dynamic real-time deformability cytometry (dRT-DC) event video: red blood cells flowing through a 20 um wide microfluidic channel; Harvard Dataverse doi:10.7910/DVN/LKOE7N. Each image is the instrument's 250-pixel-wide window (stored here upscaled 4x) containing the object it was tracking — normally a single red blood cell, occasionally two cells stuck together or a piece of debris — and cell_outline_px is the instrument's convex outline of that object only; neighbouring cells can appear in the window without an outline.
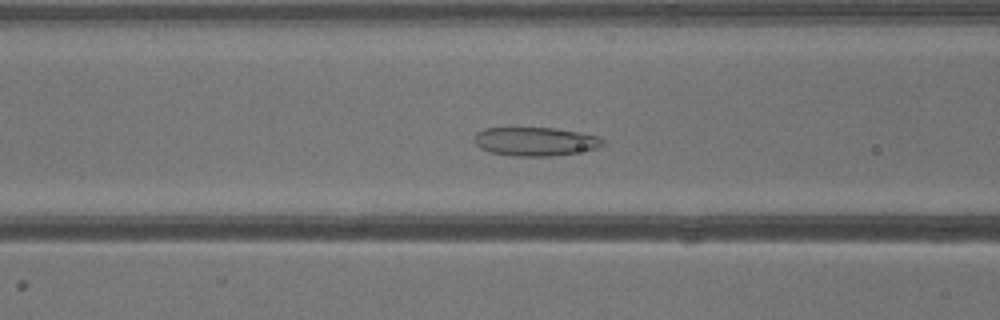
{"species": "common noctule bat (a hibernating species)", "species_latin": "Nyctalus noctula", "temperature_condition": "warm", "stored_images_in_passage": 22, "camera_frame_rate_fps": 3000, "um_per_image_px": 0.085, "animal": {"sex": "male", "body_mass_g": 13.3}, "frame": {"image": 1, "passage_image": 11, "time_ms": 3.333, "image_size_px": [1000, 320], "cell_outline_px": [[604, 144], [596, 148], [552, 156], [516, 156], [492, 152], [480, 148], [472, 140], [476, 132], [484, 128], [556, 128], [580, 132], [600, 136], [604, 140]], "centroid_in_image_um": [45.48, 12.01], "position_along_channel_um": 121.1, "area_um2": 21.44}}
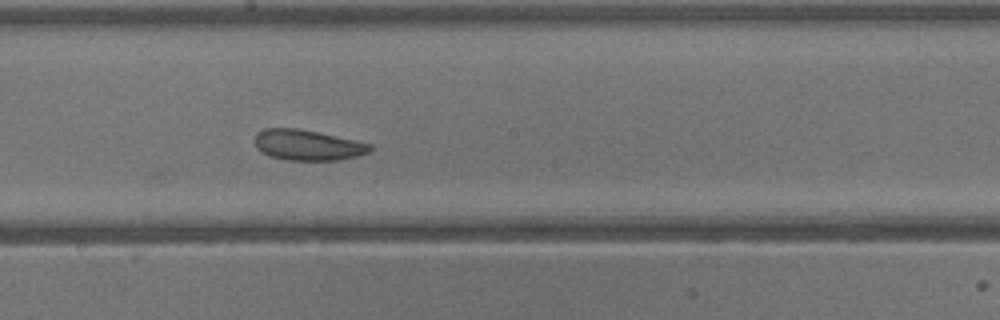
{"frame": {"image": 2, "passage_image": 17, "time_ms": 5.333, "image_size_px": [1000, 320], "cell_outline_px": [[372, 148], [368, 152], [356, 156], [340, 160], [288, 160], [268, 156], [260, 152], [256, 148], [256, 132], [264, 128], [296, 128], [316, 132], [372, 144]], "centroid_in_image_um": [26.1, 12.34], "position_along_channel_um": 222.1, "area_um2": 20.4}}
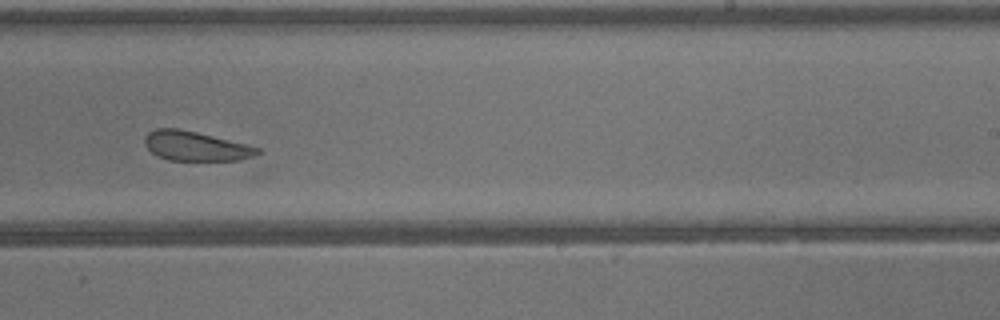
{"frame": {"image": 3, "passage_image": 20, "time_ms": 6.333, "image_size_px": [1000, 320], "cell_outline_px": [[260, 152], [252, 156], [240, 160], [168, 160], [156, 156], [144, 144], [144, 136], [148, 132], [156, 128], [180, 128], [260, 148]], "centroid_in_image_um": [16.55, 12.41], "position_along_channel_um": 272.4, "area_um2": 19.19}}